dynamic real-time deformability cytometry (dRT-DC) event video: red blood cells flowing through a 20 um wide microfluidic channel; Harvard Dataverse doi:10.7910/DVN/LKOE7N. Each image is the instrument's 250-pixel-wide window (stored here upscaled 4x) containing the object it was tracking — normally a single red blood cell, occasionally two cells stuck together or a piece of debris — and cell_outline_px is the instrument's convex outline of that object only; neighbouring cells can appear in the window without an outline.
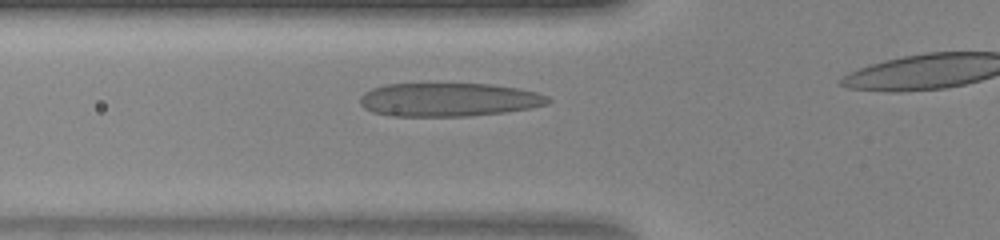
{"species": "human", "species_latin": "Homo sapiens", "temperature_condition": "warm", "stored_images_in_passage": 15, "camera_frame_rate_fps": 3000, "um_per_image_px": 0.085, "donor": {"sex": "female"}, "frame": {"image": 1, "passage_image": 5, "time_ms": 1.333, "image_size_px": [1000, 240], "cell_outline_px": [[552, 100], [548, 104], [532, 108], [504, 112], [468, 116], [388, 116], [372, 112], [364, 108], [360, 104], [360, 96], [364, 92], [372, 88], [384, 84], [492, 84], [516, 88], [536, 92], [548, 96]], "centroid_in_image_um": [38.12, 8.47], "position_along_channel_um": 87.7, "area_um2": 36.93}}
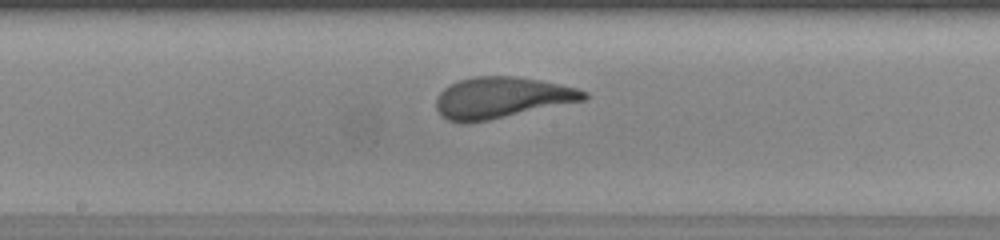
{"frame": {"image": 2, "passage_image": 13, "time_ms": 4.0, "image_size_px": [1000, 240], "cell_outline_px": [[588, 96], [584, 100], [488, 120], [468, 124], [460, 124], [448, 120], [440, 116], [436, 108], [436, 96], [444, 88], [460, 80], [472, 76], [512, 76], [540, 80], [576, 88], [588, 92]], "centroid_in_image_um": [42.57, 8.31], "position_along_channel_um": 205.6, "area_um2": 35.37}}